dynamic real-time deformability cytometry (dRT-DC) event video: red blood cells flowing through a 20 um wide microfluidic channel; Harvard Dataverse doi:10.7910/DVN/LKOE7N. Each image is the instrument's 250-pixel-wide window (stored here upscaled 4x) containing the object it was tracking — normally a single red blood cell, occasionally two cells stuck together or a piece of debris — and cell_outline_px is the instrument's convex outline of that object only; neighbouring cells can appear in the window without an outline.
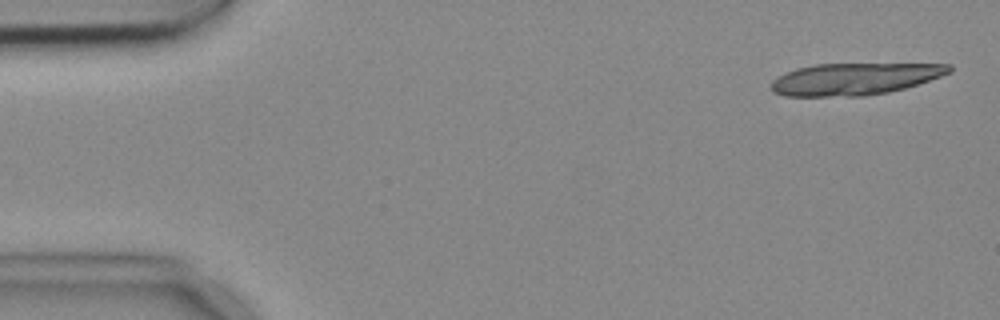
{"species": "common noctule bat (a hibernating species)", "species_latin": "Nyctalus noctula", "temperature_condition": "cold", "stored_images_in_passage": 7, "segment_of_instrument_passage": [1, 2], "camera_frame_rate_fps": 3000, "um_per_image_px": 0.085, "animal": {"sex": "female", "body_mass_g": 18.4}, "frame": {"image": 1, "passage_image": 1, "time_ms": 0.0, "image_size_px": [1000, 320], "cell_outline_px": [[952, 72], [904, 88], [888, 92], [864, 96], [784, 96], [772, 92], [768, 88], [772, 80], [776, 76], [796, 68], [816, 64], [952, 64]], "centroid_in_image_um": [72.56, 6.71], "position_along_channel_um": 12.4, "area_um2": 33.18}}